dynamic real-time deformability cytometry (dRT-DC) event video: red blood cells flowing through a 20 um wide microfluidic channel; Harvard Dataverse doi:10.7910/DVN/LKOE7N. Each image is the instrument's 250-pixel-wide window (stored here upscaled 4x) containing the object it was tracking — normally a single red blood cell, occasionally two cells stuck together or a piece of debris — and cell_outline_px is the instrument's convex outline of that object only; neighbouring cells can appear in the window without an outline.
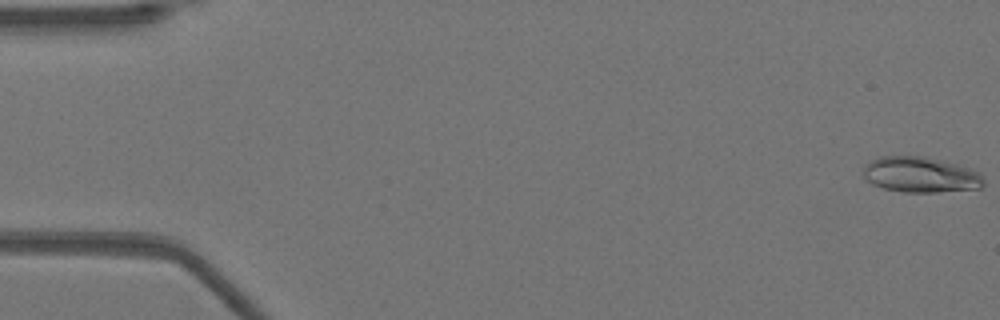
{"species": "Egyptian fruit bat (a non-hibernating species)", "species_latin": "Rousettus aegyptiacus", "temperature_condition": "warm", "stored_images_in_passage": 52, "camera_frame_rate_fps": 3000, "um_per_image_px": 0.085, "animal": {"sex": "female"}, "frame": {"image": 1, "passage_image": 1, "time_ms": 0.0, "image_size_px": [1000, 320], "cell_outline_px": [[984, 184], [980, 188], [936, 192], [904, 192], [884, 188], [872, 184], [864, 180], [860, 176], [864, 168], [872, 160], [880, 156], [924, 156], [956, 164], [980, 172], [984, 180]], "centroid_in_image_um": [78.21, 14.85], "position_along_channel_um": 6.8, "area_um2": 25.03}}
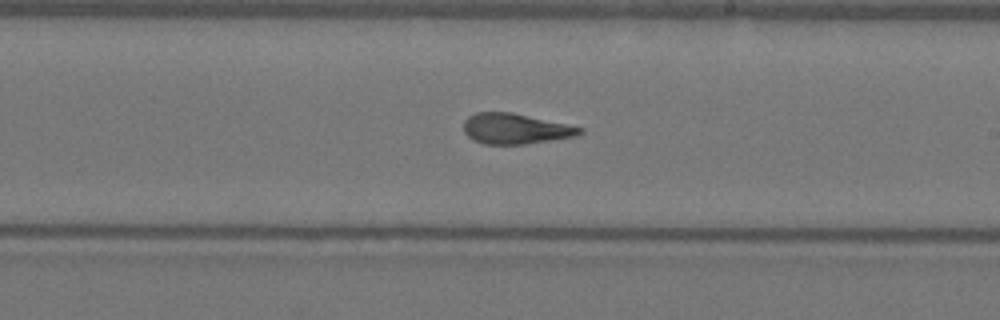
{"frame": {"image": 2, "passage_image": 30, "time_ms": 9.667, "image_size_px": [1000, 320], "cell_outline_px": [[584, 132], [576, 136], [552, 140], [524, 144], [484, 144], [468, 136], [464, 132], [464, 120], [468, 116], [476, 112], [512, 112], [584, 128]], "centroid_in_image_um": [43.81, 10.94], "position_along_channel_um": 245.2, "area_um2": 20.52}}
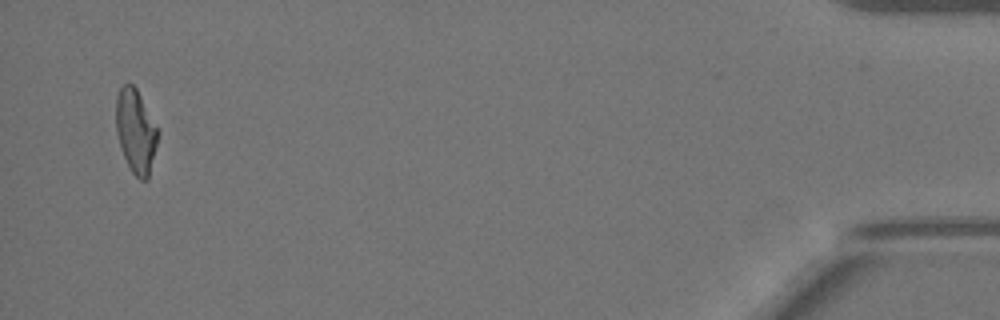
{"frame": {"image": 3, "passage_image": 50, "time_ms": 16.333, "image_size_px": [1000, 320], "cell_outline_px": [[160, 132], [148, 180], [140, 180], [132, 172], [124, 156], [116, 132], [116, 96], [120, 88], [124, 84], [132, 84], [136, 88]], "centroid_in_image_um": [11.55, 11.16], "position_along_channel_um": 423.6, "area_um2": 20.35}, "authors_computed_cell_mechanics": {"area_um2": 21.0681, "velocity_mm_per_s": 3.9524, "shape_relaxation_time_tau1_ms": null, "shape_relaxation_time_tau2_ms": 2.0787, "deformation_change_tau1": null, "deformation_change_tau2": 0.1136}}